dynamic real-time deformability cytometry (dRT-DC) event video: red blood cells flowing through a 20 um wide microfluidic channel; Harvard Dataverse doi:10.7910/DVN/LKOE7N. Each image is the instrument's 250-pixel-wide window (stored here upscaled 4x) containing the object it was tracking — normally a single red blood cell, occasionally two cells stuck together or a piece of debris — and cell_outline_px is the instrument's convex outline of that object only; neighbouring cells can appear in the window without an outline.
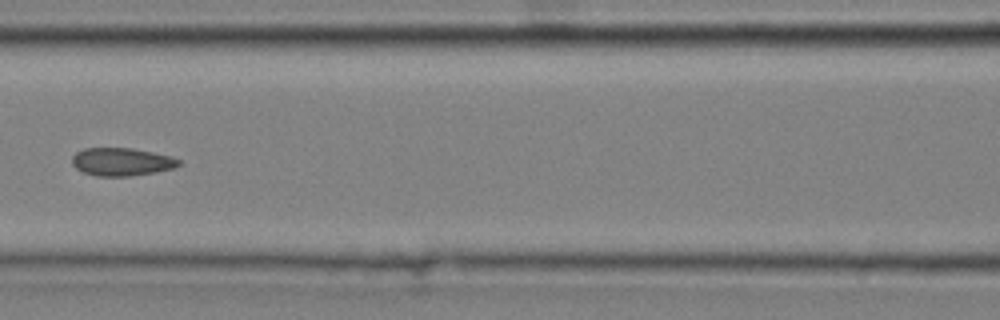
{"species": "common noctule bat (a hibernating species)", "species_latin": "Nyctalus noctula", "temperature_condition": "cold", "stored_images_in_passage": 9, "camera_frame_rate_fps": 3000, "um_per_image_px": 0.085, "animal": {"sex": "male", "body_mass_g": 20.4}, "frame": {"image": 1, "passage_image": 6, "time_ms": 1.667, "image_size_px": [1000, 320], "cell_outline_px": [[184, 164], [176, 168], [156, 172], [128, 176], [96, 176], [84, 172], [76, 168], [72, 164], [72, 156], [76, 152], [84, 148], [132, 148], [172, 156], [180, 160]], "centroid_in_image_um": [10.38, 13.75], "position_along_channel_um": 156.2, "area_um2": 17.57}}
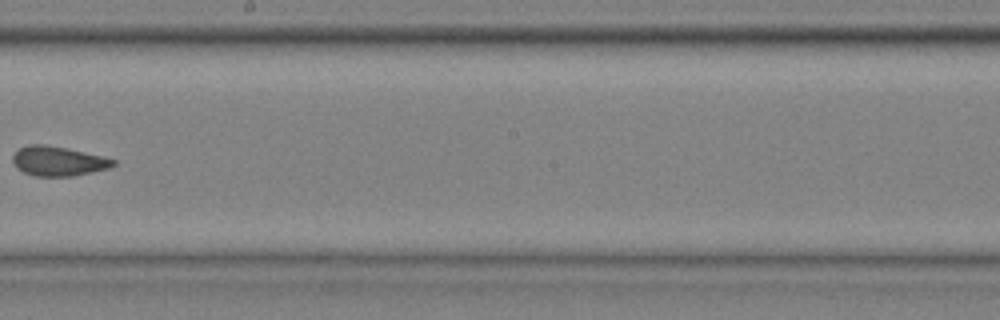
{"frame": {"image": 2, "passage_image": 8, "time_ms": 2.333, "image_size_px": [1000, 320], "cell_outline_px": [[116, 164], [108, 168], [92, 172], [72, 176], [36, 176], [24, 172], [16, 168], [12, 160], [12, 156], [20, 148], [28, 144], [44, 144], [104, 156], [116, 160]], "centroid_in_image_um": [4.94, 13.7], "position_along_channel_um": 243.3, "area_um2": 17.22}}
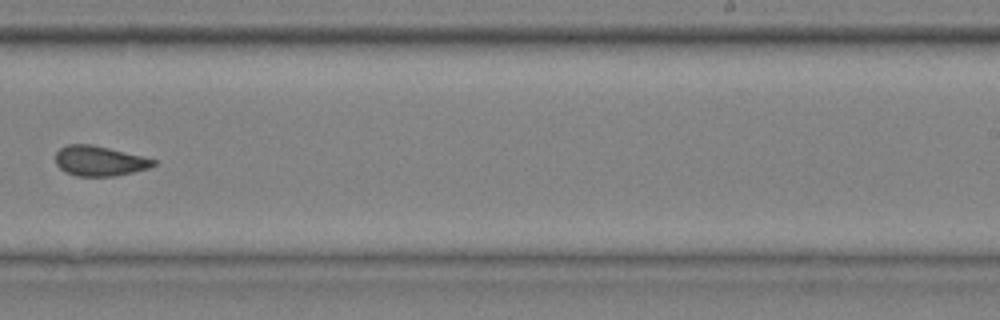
{"frame": {"image": 3, "passage_image": 9, "time_ms": 2.667, "image_size_px": [1000, 320], "cell_outline_px": [[156, 164], [148, 168], [116, 176], [76, 176], [64, 172], [56, 164], [56, 152], [60, 148], [68, 144], [92, 144], [156, 160]], "centroid_in_image_um": [8.41, 13.68], "position_along_channel_um": 280.6, "area_um2": 16.99}}